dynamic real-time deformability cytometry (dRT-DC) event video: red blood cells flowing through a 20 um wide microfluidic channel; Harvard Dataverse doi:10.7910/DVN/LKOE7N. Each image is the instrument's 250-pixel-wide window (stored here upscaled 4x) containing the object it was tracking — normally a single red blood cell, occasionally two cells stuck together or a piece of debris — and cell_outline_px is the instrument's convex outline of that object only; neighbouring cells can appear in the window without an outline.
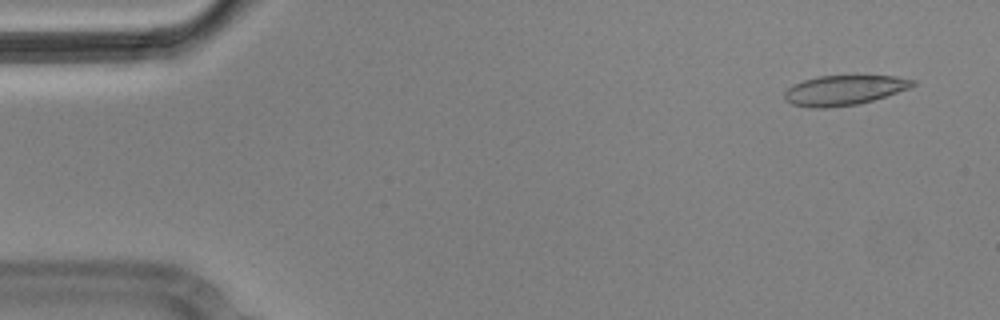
{"species": "Egyptian fruit bat (a non-hibernating species)", "species_latin": "Rousettus aegyptiacus", "temperature_condition": "cold", "stored_images_in_passage": 4, "camera_frame_rate_fps": 3000, "um_per_image_px": 0.085, "animal": {"sex": "male"}, "frame": {"image": 1, "passage_image": 1, "time_ms": 0.0, "image_size_px": [1000, 320], "cell_outline_px": [[916, 84], [908, 88], [872, 100], [856, 104], [828, 108], [808, 108], [792, 104], [784, 100], [784, 92], [792, 84], [804, 80], [820, 76], [896, 76], [916, 80]], "centroid_in_image_um": [71.69, 7.67], "position_along_channel_um": 13.3, "area_um2": 22.2}}
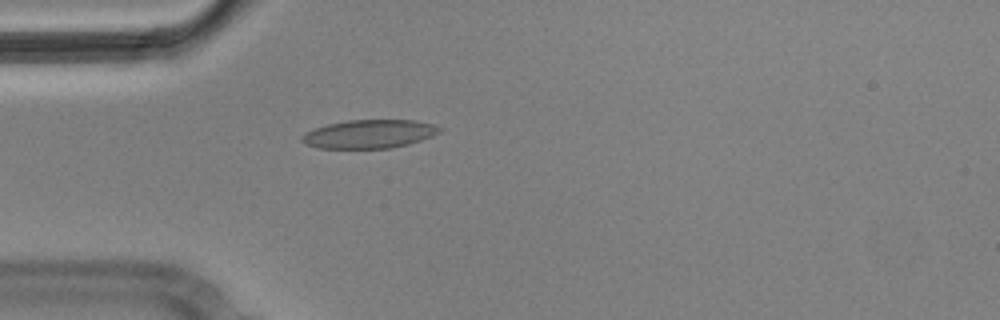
{"frame": {"image": 2, "passage_image": 4, "time_ms": 1.0, "image_size_px": [1000, 320], "cell_outline_px": [[440, 132], [432, 136], [408, 144], [388, 148], [316, 148], [300, 140], [300, 136], [304, 132], [328, 124], [348, 120], [412, 120], [432, 124], [440, 128]], "centroid_in_image_um": [31.34, 11.39], "position_along_channel_um": 53.7, "area_um2": 22.66}}